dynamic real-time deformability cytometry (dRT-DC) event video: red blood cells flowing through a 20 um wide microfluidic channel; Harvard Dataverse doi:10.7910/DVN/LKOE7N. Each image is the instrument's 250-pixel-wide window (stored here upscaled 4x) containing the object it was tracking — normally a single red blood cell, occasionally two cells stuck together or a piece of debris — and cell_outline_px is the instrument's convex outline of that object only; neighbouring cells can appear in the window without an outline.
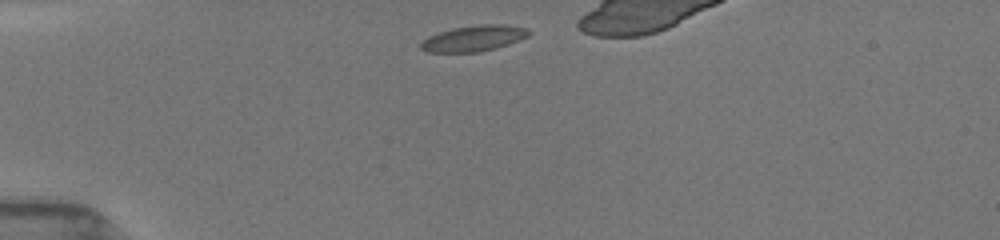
{"species": "common noctule bat (a hibernating species)", "species_latin": "Nyctalus noctula", "temperature_condition": "room temperature", "stored_images_in_passage": 30, "camera_frame_rate_fps": 3000, "um_per_image_px": 0.085, "animal": {"sex": "female", "body_mass_g": 19.5, "forearm_length_mm": 54.1}, "frame": {"image": 1, "passage_image": 1, "time_ms": 0.0, "image_size_px": [1000, 240], "cell_outline_px": [[532, 32], [528, 36], [520, 40], [496, 48], [480, 52], [428, 52], [420, 48], [420, 44], [428, 36], [452, 28], [480, 24], [504, 24], [528, 28]], "centroid_in_image_um": [40.31, 3.25], "position_along_channel_um": 44.7, "area_um2": 16.36}}
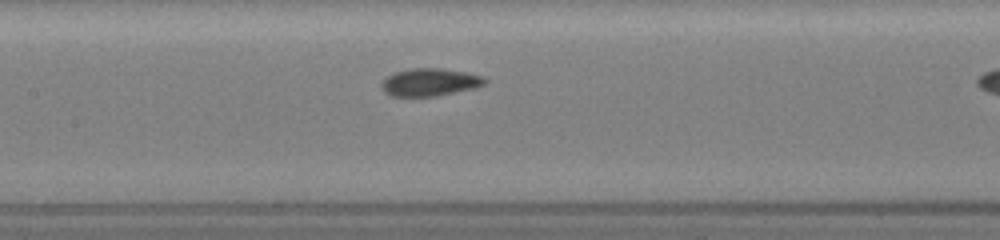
{"frame": {"image": 2, "passage_image": 13, "time_ms": 4.0, "image_size_px": [1000, 240], "cell_outline_px": [[488, 80], [484, 84], [476, 88], [436, 96], [388, 96], [380, 88], [380, 84], [392, 72], [412, 68], [440, 68], [464, 72], [484, 76]], "centroid_in_image_um": [36.51, 6.99], "position_along_channel_um": 170.9, "area_um2": 16.82}}
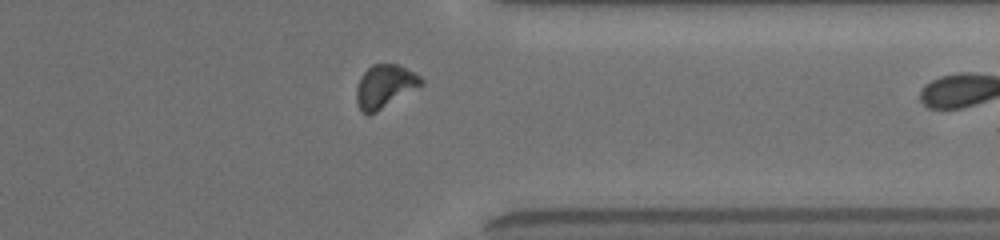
{"frame": {"image": 3, "passage_image": 29, "time_ms": 9.333, "image_size_px": [1000, 240], "cell_outline_px": [[424, 84], [376, 112], [368, 116], [360, 112], [356, 100], [356, 88], [360, 76], [372, 64], [400, 64], [420, 76], [424, 80]], "centroid_in_image_um": [32.69, 7.34], "position_along_channel_um": 378.7, "area_um2": 16.47}}